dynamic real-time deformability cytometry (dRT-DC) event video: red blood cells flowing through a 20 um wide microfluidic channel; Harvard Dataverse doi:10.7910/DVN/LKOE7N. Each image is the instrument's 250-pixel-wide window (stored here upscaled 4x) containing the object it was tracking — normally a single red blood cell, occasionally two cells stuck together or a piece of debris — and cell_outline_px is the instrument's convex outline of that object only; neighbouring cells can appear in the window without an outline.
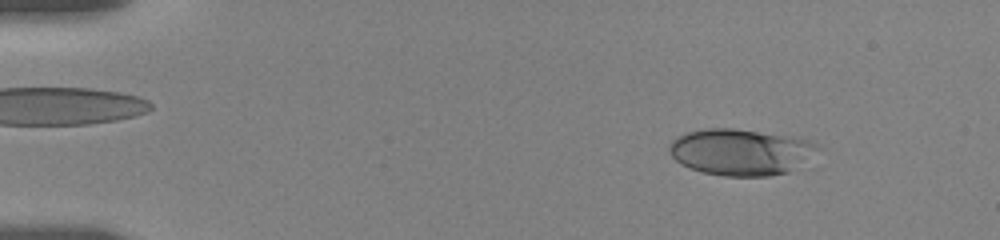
{"species": "human", "species_latin": "Homo sapiens", "temperature_condition": "room temperature", "stored_images_in_passage": 21, "camera_frame_rate_fps": 3000, "um_per_image_px": 0.085, "donor": {"sex": "female"}, "frame": {"image": 1, "passage_image": 3, "time_ms": 1.0, "image_size_px": [1000, 240], "cell_outline_px": [[816, 148], [788, 172], [768, 176], [724, 176], [700, 172], [680, 164], [668, 152], [668, 148], [672, 140], [688, 132], [708, 128], [732, 128], [792, 136], [812, 140], [816, 144]], "centroid_in_image_um": [62.86, 12.91], "position_along_channel_um": 22.1, "area_um2": 39.48}}
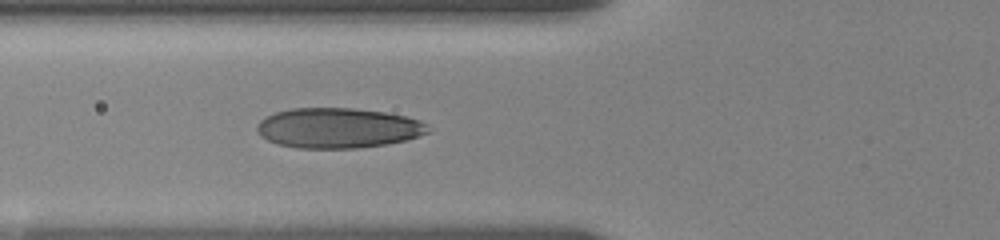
{"frame": {"image": 2, "passage_image": 12, "time_ms": 5.667, "image_size_px": [1000, 240], "cell_outline_px": [[432, 132], [408, 140], [384, 144], [356, 148], [296, 148], [276, 144], [260, 136], [256, 132], [256, 124], [260, 120], [276, 112], [292, 108], [352, 108], [384, 112], [404, 116], [420, 120], [428, 124]], "centroid_in_image_um": [28.74, 10.88], "position_along_channel_um": 97.1, "area_um2": 40.29}}
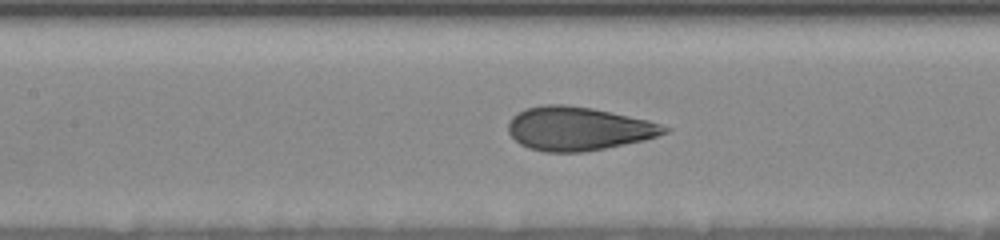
{"frame": {"image": 3, "passage_image": 17, "time_ms": 7.333, "image_size_px": [1000, 240], "cell_outline_px": [[672, 128], [668, 132], [644, 140], [584, 152], [544, 152], [528, 148], [520, 144], [508, 132], [508, 124], [512, 116], [516, 112], [524, 108], [544, 104], [564, 104], [592, 108], [648, 120]], "centroid_in_image_um": [49.12, 10.93], "position_along_channel_um": 158.3, "area_um2": 39.77}}